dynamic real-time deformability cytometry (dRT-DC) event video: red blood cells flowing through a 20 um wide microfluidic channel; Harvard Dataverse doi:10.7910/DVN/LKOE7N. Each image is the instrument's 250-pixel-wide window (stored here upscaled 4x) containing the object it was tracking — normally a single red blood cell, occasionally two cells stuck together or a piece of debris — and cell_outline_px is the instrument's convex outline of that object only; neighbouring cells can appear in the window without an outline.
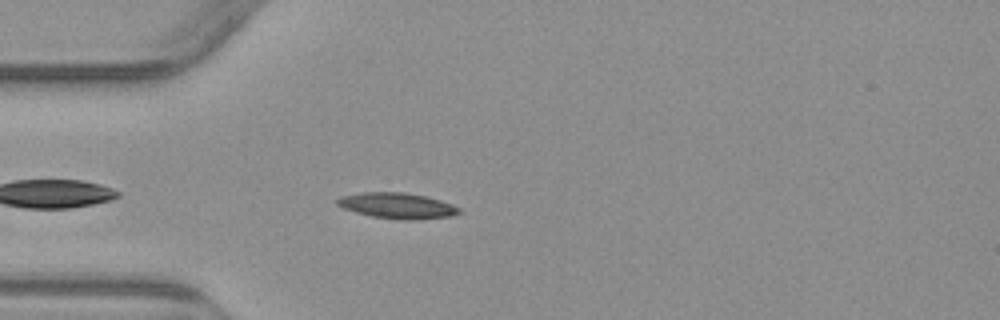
{"species": "common noctule bat (a hibernating species)", "species_latin": "Nyctalus noctula", "temperature_condition": "warm", "stored_images_in_passage": 3, "camera_frame_rate_fps": 3000, "um_per_image_px": 0.085, "animal": {"sex": "male", "body_mass_g": 23.1, "forearm_length_mm": 52.7}, "frame": {"image": 1, "passage_image": 3, "time_ms": 4.667, "image_size_px": [1000, 320], "cell_outline_px": [[460, 212], [452, 216], [416, 220], [404, 220], [372, 216], [356, 212], [344, 208], [336, 204], [336, 200], [340, 196], [364, 192], [404, 192], [424, 196], [440, 200], [452, 204], [460, 208]], "centroid_in_image_um": [33.77, 17.48], "position_along_channel_um": 51.2, "area_um2": 18.21}}